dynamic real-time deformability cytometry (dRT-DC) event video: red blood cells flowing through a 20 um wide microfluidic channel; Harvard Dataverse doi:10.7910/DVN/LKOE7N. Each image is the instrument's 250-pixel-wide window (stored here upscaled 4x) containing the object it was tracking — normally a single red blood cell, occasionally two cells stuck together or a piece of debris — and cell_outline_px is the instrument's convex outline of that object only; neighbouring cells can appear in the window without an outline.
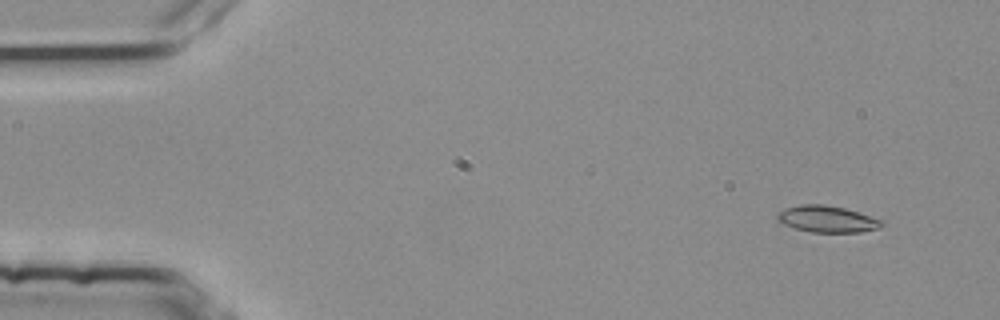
{"species": "common noctule bat (a hibernating species)", "species_latin": "Nyctalus noctula", "temperature_condition": "room temperature", "stored_images_in_passage": 51, "camera_frame_rate_fps": 3000, "um_per_image_px": 0.085, "animal": {"sex": "female", "body_mass_g": 25.1}, "frame": {"image": 1, "passage_image": 1, "time_ms": 0.0, "image_size_px": [1000, 320], "cell_outline_px": [[884, 224], [880, 228], [860, 232], [812, 232], [796, 228], [784, 224], [776, 220], [776, 216], [784, 208], [800, 204], [824, 204], [844, 208], [884, 220]], "centroid_in_image_um": [70.32, 18.61], "position_along_channel_um": 14.7, "area_um2": 16.18}}
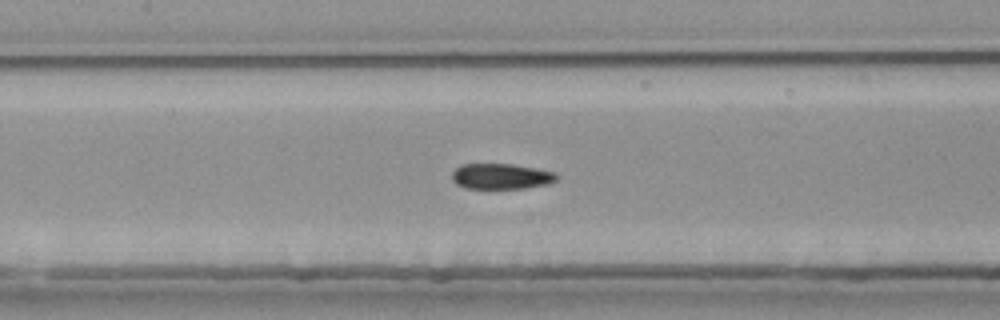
{"frame": {"image": 2, "passage_image": 22, "time_ms": 7.0, "image_size_px": [1000, 320], "cell_outline_px": [[556, 180], [548, 184], [524, 188], [464, 188], [456, 184], [452, 180], [452, 172], [460, 164], [512, 164], [536, 168], [556, 172]], "centroid_in_image_um": [42.57, 14.98], "position_along_channel_um": 164.8, "area_um2": 15.61}}
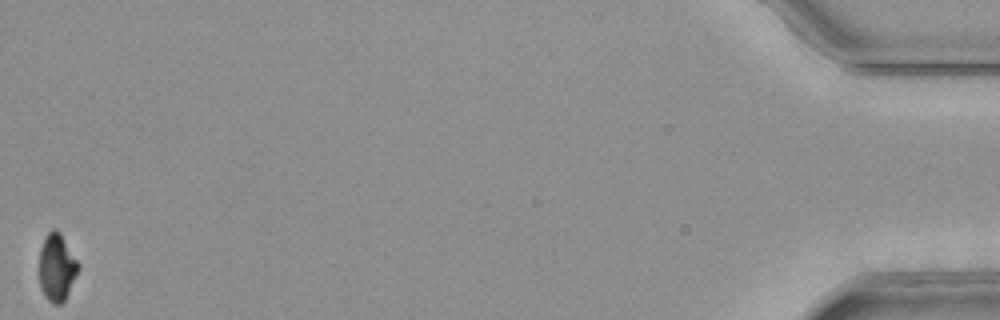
{"frame": {"image": 3, "passage_image": 51, "time_ms": 16.667, "image_size_px": [1000, 320], "cell_outline_px": [[80, 268], [64, 300], [60, 304], [52, 304], [44, 296], [40, 288], [36, 272], [40, 248], [44, 236], [52, 228], [60, 232], [80, 264]], "centroid_in_image_um": [4.77, 22.72], "position_along_channel_um": 430.4, "area_um2": 15.95}, "authors_computed_cell_mechanics": {"area_um2": 16.3574, "velocity_mm_per_s": 3.7833, "shape_relaxation_time_tau1_ms": null, "shape_relaxation_time_tau2_ms": 5.6026, "deformation_change_tau1": null, "deformation_change_tau2": 0.1023}}